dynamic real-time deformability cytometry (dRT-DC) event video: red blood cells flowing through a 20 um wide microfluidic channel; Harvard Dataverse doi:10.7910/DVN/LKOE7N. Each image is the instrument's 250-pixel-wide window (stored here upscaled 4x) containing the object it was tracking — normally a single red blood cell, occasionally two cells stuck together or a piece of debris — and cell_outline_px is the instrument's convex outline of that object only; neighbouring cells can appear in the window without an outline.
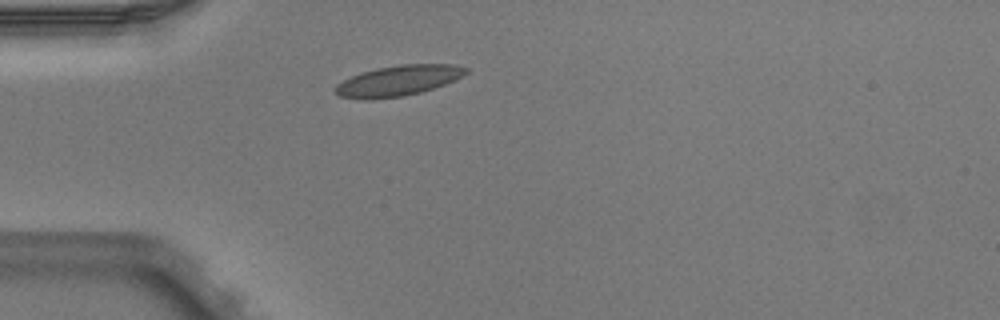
{"species": "Egyptian fruit bat (a non-hibernating species)", "species_latin": "Rousettus aegyptiacus", "temperature_condition": "warm", "stored_images_in_passage": 2, "camera_frame_rate_fps": 3000, "um_per_image_px": 0.085, "animal": {"sex": "male"}, "frame": {"image": 1, "passage_image": 1, "time_ms": 0.0, "image_size_px": [1000, 320], "cell_outline_px": [[468, 72], [444, 84], [420, 92], [404, 96], [368, 100], [360, 100], [340, 96], [332, 88], [336, 84], [360, 72], [376, 68], [400, 64], [456, 64], [468, 68]], "centroid_in_image_um": [33.79, 6.86], "position_along_channel_um": 51.2, "area_um2": 23.24}}